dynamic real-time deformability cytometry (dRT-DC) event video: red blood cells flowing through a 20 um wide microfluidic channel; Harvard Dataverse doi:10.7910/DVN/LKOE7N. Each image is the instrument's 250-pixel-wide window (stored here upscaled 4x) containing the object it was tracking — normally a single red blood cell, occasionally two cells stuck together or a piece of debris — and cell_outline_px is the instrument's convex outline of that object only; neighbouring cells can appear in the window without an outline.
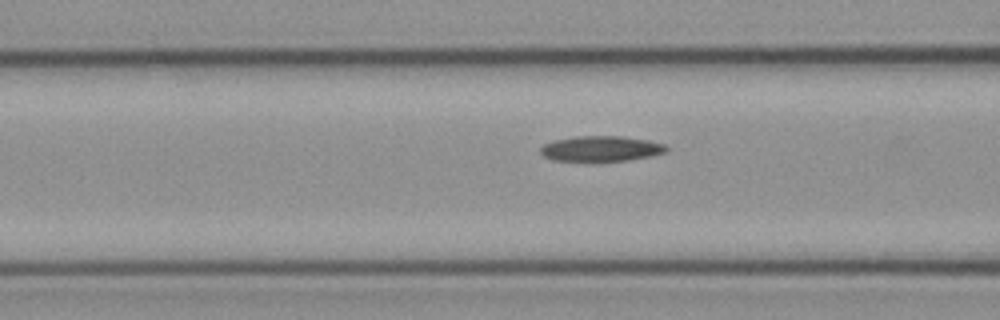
{"species": "common noctule bat (a hibernating species)", "species_latin": "Nyctalus noctula", "temperature_condition": "cold", "stored_images_in_passage": 19, "camera_frame_rate_fps": 3000, "um_per_image_px": 0.085, "animal": {"sex": "female", "body_mass_g": 21.9}, "frame": {"image": 1, "passage_image": 17, "time_ms": 5.333, "image_size_px": [1000, 320], "cell_outline_px": [[668, 152], [652, 156], [628, 160], [552, 160], [544, 156], [540, 152], [540, 148], [544, 144], [556, 140], [576, 136], [624, 136], [648, 140], [664, 144], [668, 148]], "centroid_in_image_um": [51.13, 12.62], "position_along_channel_um": 115.5, "area_um2": 18.44}}